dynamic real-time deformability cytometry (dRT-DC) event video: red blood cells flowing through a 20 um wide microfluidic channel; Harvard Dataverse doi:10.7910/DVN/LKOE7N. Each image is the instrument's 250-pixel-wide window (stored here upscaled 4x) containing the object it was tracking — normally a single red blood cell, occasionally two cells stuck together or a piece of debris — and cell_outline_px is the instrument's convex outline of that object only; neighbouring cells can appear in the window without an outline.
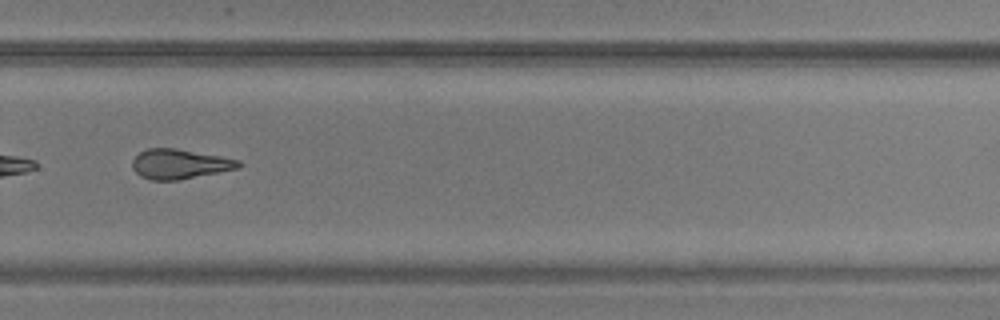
{"species": "common noctule bat (a hibernating species)", "species_latin": "Nyctalus noctula", "temperature_condition": "warm", "stored_images_in_passage": 31, "camera_frame_rate_fps": 3000, "um_per_image_px": 0.085, "animal": {"sex": "male", "body_mass_g": 20.5, "forearm_length_mm": 52.5}, "frame": {"image": 1, "passage_image": 18, "time_ms": 5.667, "image_size_px": [1000, 320], "cell_outline_px": [[244, 164], [240, 168], [220, 172], [176, 180], [152, 180], [140, 176], [132, 168], [132, 160], [140, 152], [148, 148], [176, 148], [220, 156], [240, 160]], "centroid_in_image_um": [15.29, 13.94], "position_along_channel_um": 314.5, "area_um2": 18.44}}